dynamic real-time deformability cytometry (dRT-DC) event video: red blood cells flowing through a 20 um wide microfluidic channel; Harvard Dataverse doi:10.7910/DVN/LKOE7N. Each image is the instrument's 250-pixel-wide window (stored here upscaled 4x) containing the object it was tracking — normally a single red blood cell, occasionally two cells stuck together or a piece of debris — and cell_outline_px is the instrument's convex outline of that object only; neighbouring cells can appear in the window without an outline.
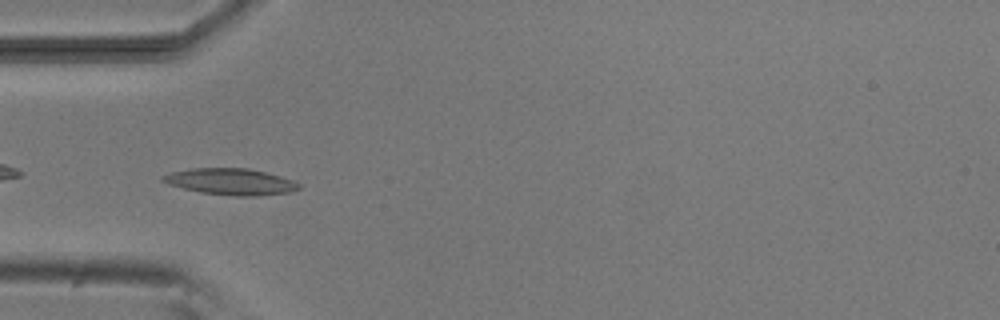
{"species": "common noctule bat (a hibernating species)", "species_latin": "Nyctalus noctula", "temperature_condition": "room temperature", "stored_images_in_passage": 5, "camera_frame_rate_fps": 3000, "um_per_image_px": 0.085, "animal": {"sex": "male", "body_mass_g": 20.5, "forearm_length_mm": 52.5}, "frame": {"image": 1, "passage_image": 4, "time_ms": 3.333, "image_size_px": [1000, 320], "cell_outline_px": [[300, 188], [292, 192], [256, 196], [232, 196], [200, 192], [168, 184], [160, 180], [160, 176], [172, 172], [192, 168], [248, 168], [280, 176], [292, 180], [300, 184]], "centroid_in_image_um": [19.6, 15.44], "position_along_channel_um": 65.4, "area_um2": 20.92}}
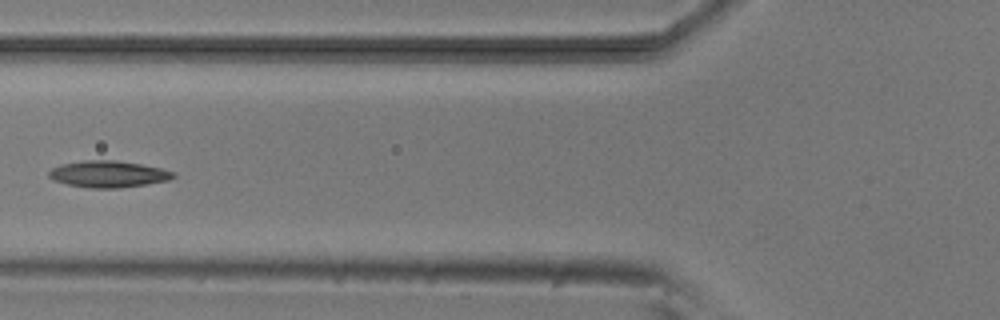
{"frame": {"image": 2, "passage_image": 5, "time_ms": 4.667, "image_size_px": [1000, 320], "cell_outline_px": [[176, 176], [168, 180], [148, 184], [120, 188], [88, 188], [68, 184], [52, 180], [48, 176], [48, 172], [52, 168], [60, 164], [84, 160], [116, 160], [140, 164], [160, 168], [176, 172]], "centroid_in_image_um": [9.19, 14.8], "position_along_channel_um": 116.6, "area_um2": 19.42}}